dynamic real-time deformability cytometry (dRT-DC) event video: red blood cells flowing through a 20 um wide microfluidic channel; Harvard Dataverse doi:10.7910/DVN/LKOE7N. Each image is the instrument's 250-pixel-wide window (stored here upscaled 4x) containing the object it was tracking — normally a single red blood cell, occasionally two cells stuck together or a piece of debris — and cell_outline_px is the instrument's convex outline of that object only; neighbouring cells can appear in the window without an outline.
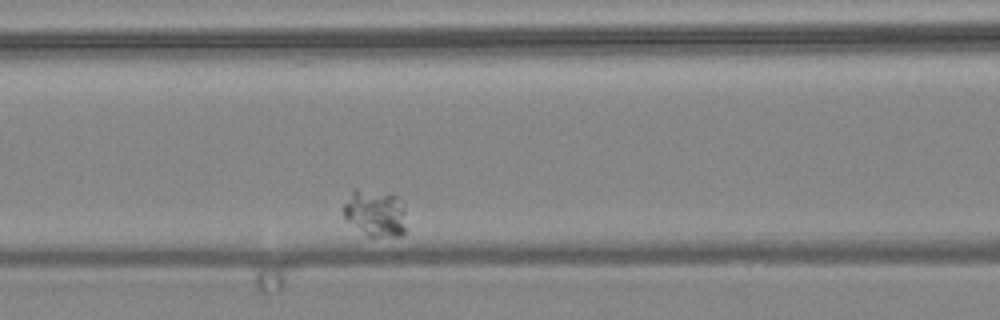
{"species": "common noctule bat (a hibernating species)", "species_latin": "Nyctalus noctula", "temperature_condition": "warm", "stored_images_in_passage": 9, "camera_frame_rate_fps": 3000, "um_per_image_px": 0.085, "animal": {"sex": "female", "body_mass_g": 24.6, "forearm_length_mm": 56.2}, "frame": {"image": 1, "passage_image": 3, "time_ms": 0.667, "image_size_px": [1000, 320], "cell_outline_px": [[404, 236], [368, 236], [344, 220], [340, 208], [352, 188], [356, 188], [396, 196], [404, 204]], "centroid_in_image_um": [31.81, 18.11], "position_along_channel_um": 134.8, "area_um2": 17.46}}
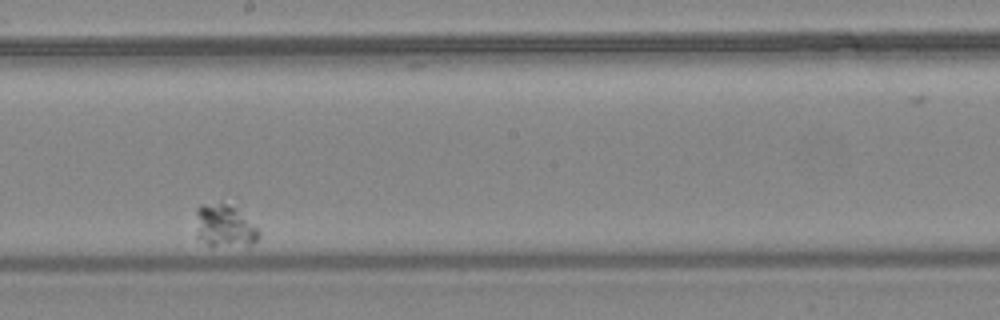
{"frame": {"image": 2, "passage_image": 6, "time_ms": 1.667, "image_size_px": [1000, 320], "cell_outline_px": [[260, 236], [248, 248], [208, 244], [196, 236], [196, 208], [200, 204], [220, 200], [236, 208], [260, 228]], "centroid_in_image_um": [19.11, 19.18], "position_along_channel_um": 229.1, "area_um2": 16.36}}
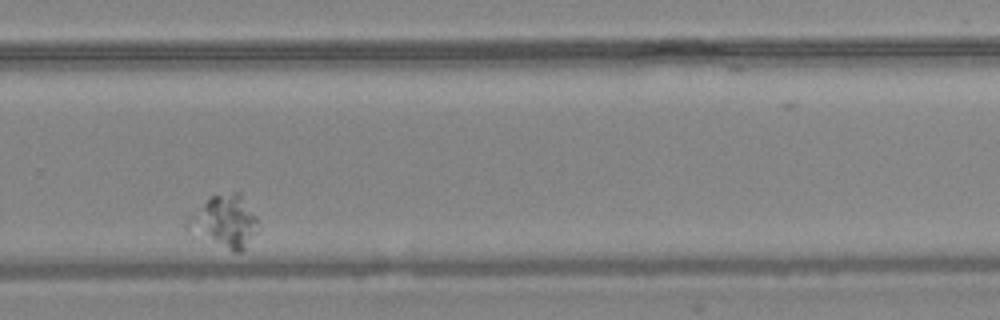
{"frame": {"image": 3, "passage_image": 8, "time_ms": 2.333, "image_size_px": [1000, 320], "cell_outline_px": [[260, 228], [244, 248], [240, 252], [232, 252], [188, 232], [184, 228], [188, 216], [208, 196], [236, 192], [240, 192], [256, 216], [260, 224]], "centroid_in_image_um": [19.06, 18.83], "position_along_channel_um": 310.7, "area_um2": 21.96}}